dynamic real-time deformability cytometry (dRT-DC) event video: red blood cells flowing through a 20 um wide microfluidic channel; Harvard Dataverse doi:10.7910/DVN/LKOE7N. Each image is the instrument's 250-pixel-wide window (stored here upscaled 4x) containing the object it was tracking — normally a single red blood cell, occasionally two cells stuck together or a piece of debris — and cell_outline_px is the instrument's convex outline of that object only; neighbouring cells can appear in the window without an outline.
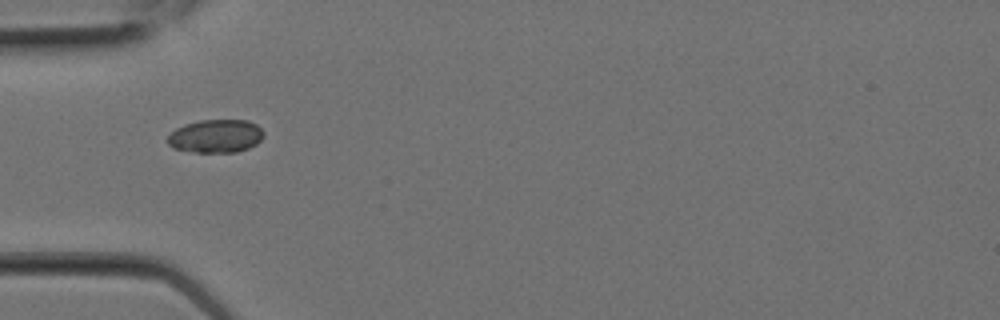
{"species": "Egyptian fruit bat (a non-hibernating species)", "species_latin": "Rousettus aegyptiacus", "temperature_condition": "room temperature", "stored_images_in_passage": 2, "camera_frame_rate_fps": 3000, "um_per_image_px": 0.085, "animal": {"sex": "female"}, "frame": {"image": 1, "passage_image": 1, "time_ms": 0.0, "image_size_px": [1000, 320], "cell_outline_px": [[264, 136], [256, 144], [248, 148], [236, 152], [196, 152], [172, 148], [168, 144], [168, 136], [176, 128], [184, 124], [200, 120], [248, 120], [256, 124], [264, 132]], "centroid_in_image_um": [18.35, 11.56], "position_along_channel_um": 66.7, "area_um2": 18.61}}
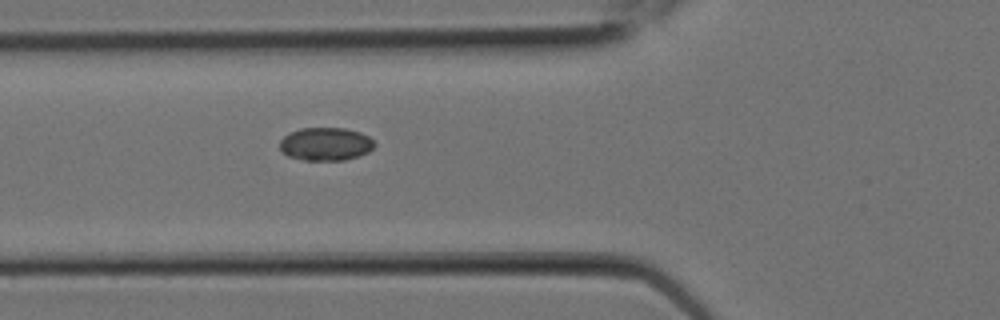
{"frame": {"image": 2, "passage_image": 2, "time_ms": 0.333, "image_size_px": [1000, 320], "cell_outline_px": [[376, 144], [368, 152], [344, 160], [304, 160], [288, 156], [280, 148], [280, 140], [284, 136], [300, 128], [344, 128], [360, 132], [368, 136]], "centroid_in_image_um": [27.68, 12.24], "position_along_channel_um": 98.1, "area_um2": 18.09}}